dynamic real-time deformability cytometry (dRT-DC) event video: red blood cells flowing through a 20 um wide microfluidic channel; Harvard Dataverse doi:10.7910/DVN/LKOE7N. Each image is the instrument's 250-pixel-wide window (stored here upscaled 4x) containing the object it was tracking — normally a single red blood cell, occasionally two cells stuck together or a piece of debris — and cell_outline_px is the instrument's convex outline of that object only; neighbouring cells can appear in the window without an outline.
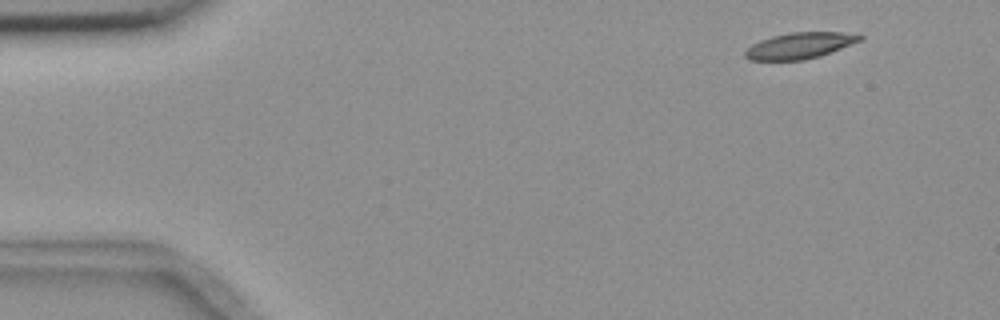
{"species": "common noctule bat (a hibernating species)", "species_latin": "Nyctalus noctula", "temperature_condition": "room temperature", "stored_images_in_passage": 4, "camera_frame_rate_fps": 3000, "um_per_image_px": 0.085, "animal": {"sex": "female", "body_mass_g": 18.4}, "frame": {"image": 1, "passage_image": 1, "time_ms": 0.0, "image_size_px": [1000, 320], "cell_outline_px": [[864, 36], [860, 40], [820, 56], [804, 60], [748, 60], [744, 56], [744, 52], [752, 44], [760, 40], [772, 36], [792, 32], [840, 32]], "centroid_in_image_um": [67.91, 3.88], "position_along_channel_um": 17.1, "area_um2": 17.22}}